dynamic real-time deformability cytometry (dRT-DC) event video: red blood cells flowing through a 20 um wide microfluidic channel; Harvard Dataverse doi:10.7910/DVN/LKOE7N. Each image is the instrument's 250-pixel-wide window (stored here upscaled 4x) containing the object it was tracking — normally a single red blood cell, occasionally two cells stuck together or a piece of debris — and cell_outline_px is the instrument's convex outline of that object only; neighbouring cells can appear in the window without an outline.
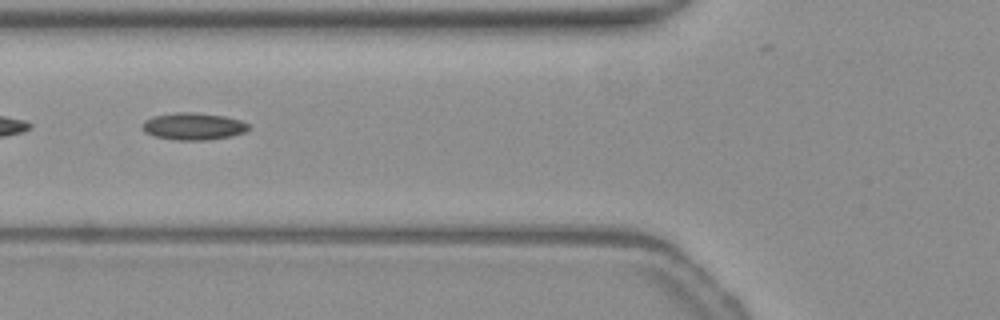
{"species": "common noctule bat (a hibernating species)", "species_latin": "Nyctalus noctula", "temperature_condition": "warm", "stored_images_in_passage": 19, "camera_frame_rate_fps": 3000, "um_per_image_px": 0.085, "animal": {"sex": "female", "body_mass_g": 19.3, "forearm_length_mm": 54.1}, "frame": {"image": 1, "passage_image": 6, "time_ms": 1.667, "image_size_px": [1000, 320], "cell_outline_px": [[248, 128], [244, 132], [228, 136], [208, 140], [176, 140], [156, 136], [144, 132], [144, 120], [152, 116], [176, 112], [196, 112], [224, 116], [240, 120], [248, 124]], "centroid_in_image_um": [16.41, 10.72], "position_along_channel_um": 109.4, "area_um2": 16.59}}
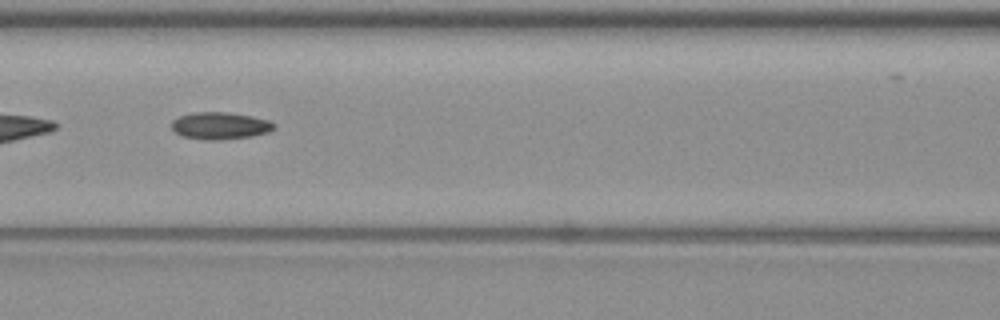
{"frame": {"image": 2, "passage_image": 9, "time_ms": 2.667, "image_size_px": [1000, 320], "cell_outline_px": [[276, 128], [268, 132], [252, 136], [220, 140], [204, 140], [184, 136], [176, 132], [172, 128], [172, 120], [180, 116], [192, 112], [228, 112], [252, 116], [268, 120], [276, 124]], "centroid_in_image_um": [18.73, 10.68], "position_along_channel_um": 147.9, "area_um2": 16.24}}